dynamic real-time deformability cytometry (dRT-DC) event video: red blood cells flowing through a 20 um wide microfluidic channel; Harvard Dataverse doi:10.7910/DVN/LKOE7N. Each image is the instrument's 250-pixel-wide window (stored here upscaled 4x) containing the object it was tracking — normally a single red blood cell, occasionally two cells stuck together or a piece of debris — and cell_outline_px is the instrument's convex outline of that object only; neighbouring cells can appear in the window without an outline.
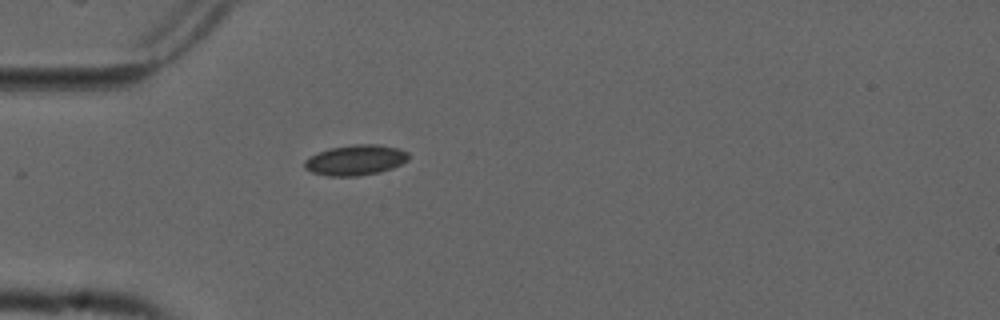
{"species": "common noctule bat (a hibernating species)", "species_latin": "Nyctalus noctula", "temperature_condition": "cold", "stored_images_in_passage": 1, "camera_frame_rate_fps": 3000, "um_per_image_px": 0.085, "animal": {"sex": "male", "forearm_length_mm": 52.5}, "frame": {"image": 1, "passage_image": 1, "time_ms": 0.0, "image_size_px": [1000, 320], "cell_outline_px": [[408, 160], [392, 168], [380, 172], [356, 176], [328, 176], [312, 172], [304, 168], [304, 160], [308, 156], [332, 148], [352, 144], [380, 144], [400, 148], [408, 152]], "centroid_in_image_um": [30.22, 13.6], "position_along_channel_um": 54.8, "area_um2": 18.5}}